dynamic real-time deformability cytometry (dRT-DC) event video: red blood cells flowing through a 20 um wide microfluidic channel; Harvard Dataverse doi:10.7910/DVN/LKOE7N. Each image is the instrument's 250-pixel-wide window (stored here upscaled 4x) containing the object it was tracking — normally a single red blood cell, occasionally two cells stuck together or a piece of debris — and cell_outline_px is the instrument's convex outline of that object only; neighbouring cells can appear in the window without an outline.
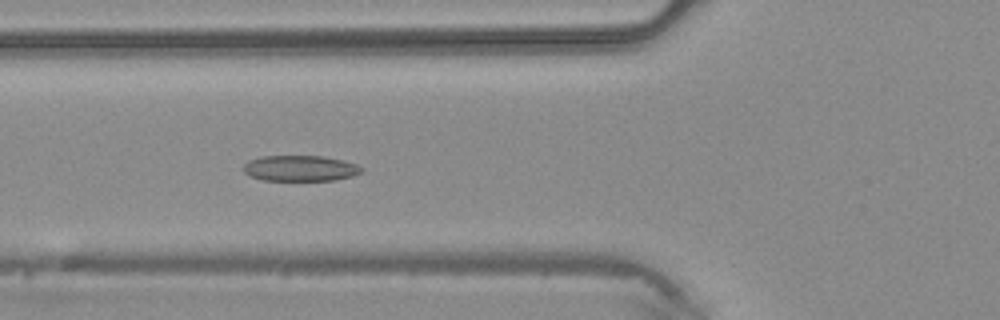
{"species": "common noctule bat (a hibernating species)", "species_latin": "Nyctalus noctula", "temperature_condition": "warm", "stored_images_in_passage": 44, "segment_of_instrument_passage": [1, 2], "camera_frame_rate_fps": 3000, "um_per_image_px": 0.085, "animal": {"sex": "male", "body_mass_g": 20.4}, "frame": {"image": 1, "passage_image": 14, "time_ms": 4.333, "image_size_px": [1000, 320], "cell_outline_px": [[364, 172], [352, 176], [336, 180], [264, 180], [248, 176], [244, 172], [244, 164], [248, 160], [260, 156], [324, 156], [356, 164], [364, 168]], "centroid_in_image_um": [25.51, 14.3], "position_along_channel_um": 100.3, "area_um2": 17.8}}
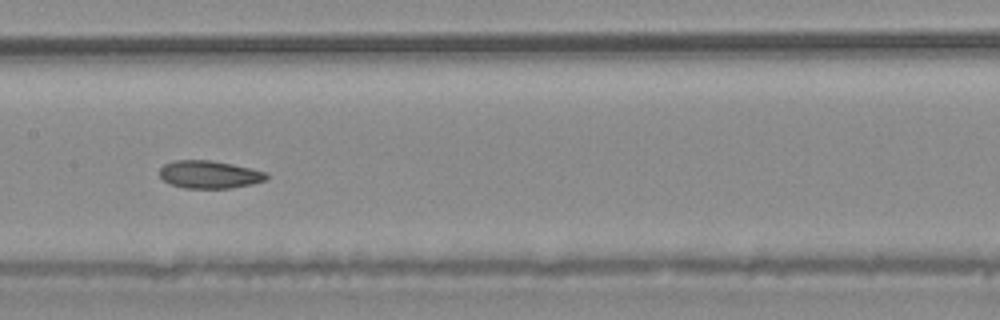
{"frame": {"image": 2, "passage_image": 20, "time_ms": 6.333, "image_size_px": [1000, 320], "cell_outline_px": [[268, 176], [264, 180], [252, 184], [228, 188], [184, 188], [172, 184], [164, 180], [160, 176], [160, 168], [164, 164], [172, 160], [208, 160], [232, 164], [252, 168], [268, 172]], "centroid_in_image_um": [17.8, 14.82], "position_along_channel_um": 189.6, "area_um2": 17.22}}
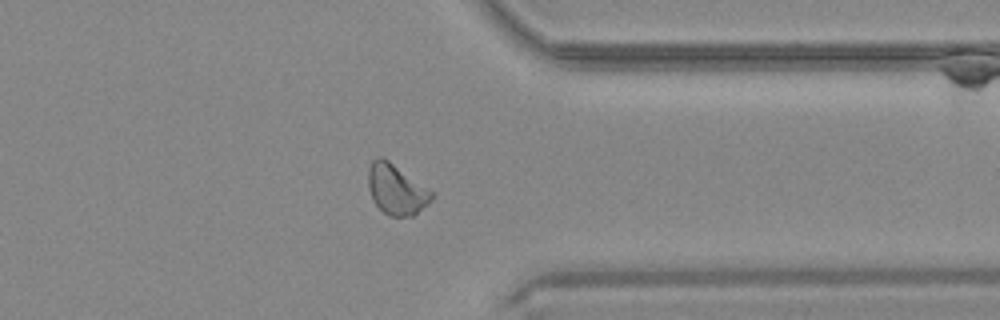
{"frame": {"image": 3, "passage_image": 33, "time_ms": 10.667, "image_size_px": [1000, 320], "cell_outline_px": [[436, 192], [432, 200], [428, 204], [412, 216], [388, 216], [372, 200], [368, 188], [368, 168], [372, 160], [376, 156], [380, 156], [388, 160]], "centroid_in_image_um": [33.7, 16.09], "position_along_channel_um": 377.7, "area_um2": 18.9}}